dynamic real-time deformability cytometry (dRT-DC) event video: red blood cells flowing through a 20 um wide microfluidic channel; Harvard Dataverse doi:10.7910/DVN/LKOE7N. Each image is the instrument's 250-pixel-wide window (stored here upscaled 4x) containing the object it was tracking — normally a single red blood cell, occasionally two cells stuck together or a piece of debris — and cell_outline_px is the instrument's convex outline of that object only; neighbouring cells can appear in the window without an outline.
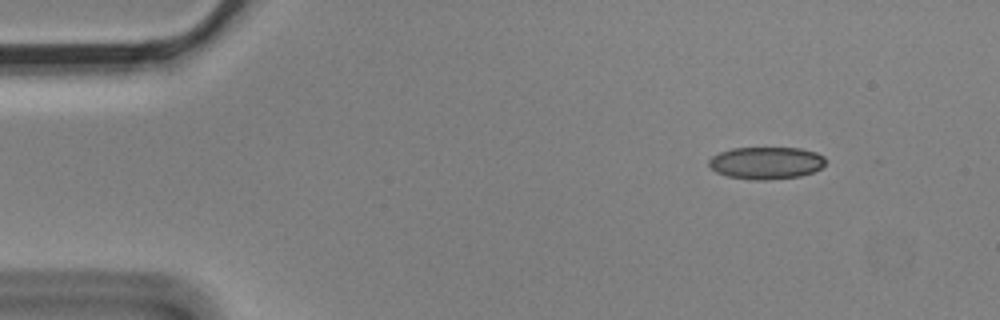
{"species": "Egyptian fruit bat (a non-hibernating species)", "species_latin": "Rousettus aegyptiacus", "temperature_condition": "cold", "stored_images_in_passage": 4, "camera_frame_rate_fps": 3000, "um_per_image_px": 0.085, "animal": {"sex": "male"}, "frame": {"image": 1, "passage_image": 1, "time_ms": 0.0, "image_size_px": [1000, 320], "cell_outline_px": [[824, 164], [820, 168], [812, 172], [800, 176], [764, 180], [748, 180], [728, 176], [716, 172], [708, 164], [708, 160], [712, 156], [720, 152], [732, 148], [800, 148], [816, 152], [824, 156]], "centroid_in_image_um": [65.1, 13.85], "position_along_channel_um": 19.9, "area_um2": 21.91}}
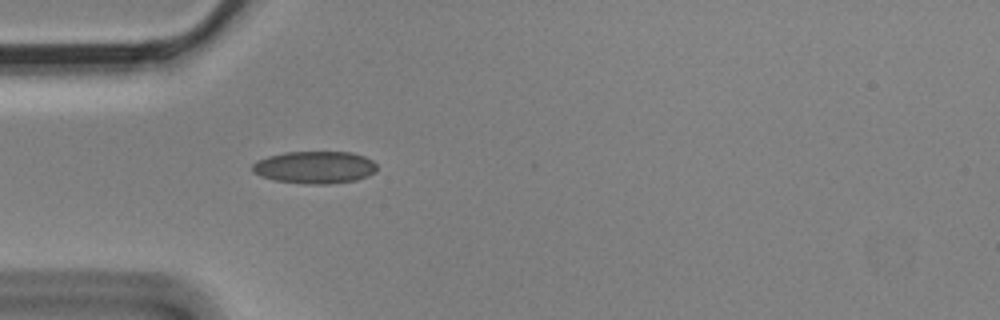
{"frame": {"image": 2, "passage_image": 4, "time_ms": 1.0, "image_size_px": [1000, 320], "cell_outline_px": [[376, 172], [368, 176], [356, 180], [328, 184], [308, 184], [276, 180], [260, 176], [252, 172], [252, 164], [256, 160], [268, 156], [284, 152], [352, 152], [364, 156], [372, 160], [376, 164]], "centroid_in_image_um": [26.75, 14.22], "position_along_channel_um": 58.3, "area_um2": 23.58}}